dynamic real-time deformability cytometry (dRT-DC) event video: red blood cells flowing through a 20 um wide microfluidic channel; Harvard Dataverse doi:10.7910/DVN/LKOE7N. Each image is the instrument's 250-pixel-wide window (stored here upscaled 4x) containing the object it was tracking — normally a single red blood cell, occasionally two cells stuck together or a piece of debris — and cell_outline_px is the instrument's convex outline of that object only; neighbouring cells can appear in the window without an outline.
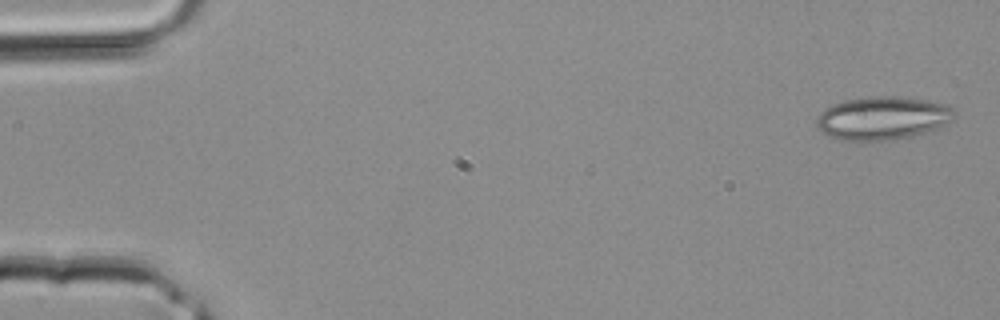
{"species": "common noctule bat (a hibernating species)", "species_latin": "Nyctalus noctula", "temperature_condition": "room temperature", "stored_images_in_passage": 12, "camera_frame_rate_fps": 3000, "um_per_image_px": 0.085, "animal": {"sex": "male", "body_mass_g": 20.4}, "frame": {"image": 1, "passage_image": 1, "time_ms": 0.0, "image_size_px": [1000, 320], "cell_outline_px": [[956, 112], [952, 120], [948, 124], [940, 128], [908, 136], [888, 140], [844, 140], [828, 136], [816, 128], [816, 120], [820, 112], [824, 108], [832, 104], [844, 100], [868, 96], [892, 96], [924, 100], [944, 104], [952, 108]], "centroid_in_image_um": [74.98, 10.03], "position_along_channel_um": 10.0, "area_um2": 34.68}}